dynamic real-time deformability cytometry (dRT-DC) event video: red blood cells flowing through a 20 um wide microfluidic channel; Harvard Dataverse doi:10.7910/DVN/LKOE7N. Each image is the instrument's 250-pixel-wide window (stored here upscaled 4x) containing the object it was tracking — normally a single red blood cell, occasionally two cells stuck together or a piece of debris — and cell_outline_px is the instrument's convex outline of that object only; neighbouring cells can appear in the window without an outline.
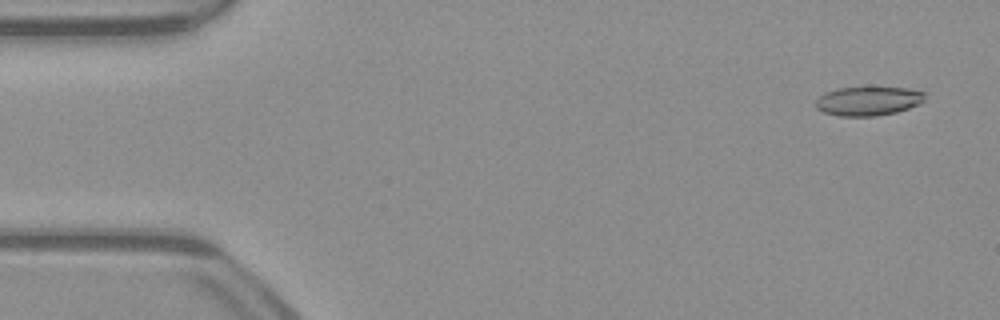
{"species": "common noctule bat (a hibernating species)", "species_latin": "Nyctalus noctula", "temperature_condition": "warm", "stored_images_in_passage": 52, "camera_frame_rate_fps": 3000, "um_per_image_px": 0.085, "animal": {"sex": "male", "body_mass_g": 23.1, "forearm_length_mm": 52.7}, "frame": {"image": 1, "passage_image": 3, "time_ms": 0.667, "image_size_px": [1000, 320], "cell_outline_px": [[924, 100], [920, 104], [896, 112], [876, 116], [836, 116], [824, 112], [816, 108], [816, 100], [820, 96], [836, 88], [904, 88], [924, 92]], "centroid_in_image_um": [73.79, 8.6], "position_along_channel_um": 11.2, "area_um2": 18.21}}
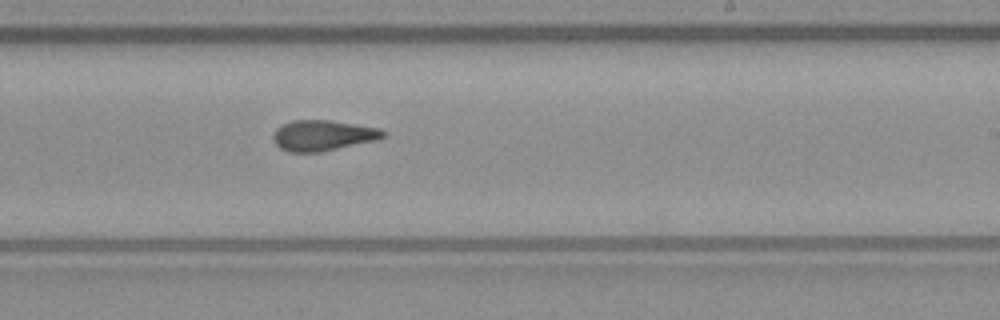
{"frame": {"image": 2, "passage_image": 31, "time_ms": 10.0, "image_size_px": [1000, 320], "cell_outline_px": [[384, 136], [376, 140], [320, 152], [288, 152], [280, 148], [272, 140], [272, 136], [276, 128], [292, 120], [328, 120], [380, 128], [384, 132]], "centroid_in_image_um": [27.39, 11.51], "position_along_channel_um": 261.6, "area_um2": 19.48}}
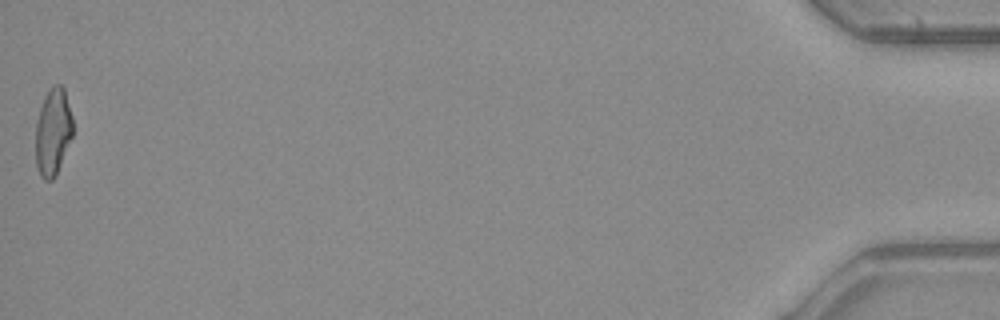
{"frame": {"image": 3, "passage_image": 52, "time_ms": 17.0, "image_size_px": [1000, 320], "cell_outline_px": [[72, 136], [56, 176], [52, 180], [44, 180], [40, 176], [36, 164], [36, 120], [44, 96], [48, 88], [52, 84], [60, 84], [64, 88], [72, 116]], "centroid_in_image_um": [4.49, 11.19], "position_along_channel_um": 430.7, "area_um2": 19.02}, "authors_computed_cell_mechanics": {"area_um2": 19.5075, "velocity_mm_per_s": 3.9808, "shape_relaxation_time_tau1_ms": null, "shape_relaxation_time_tau2_ms": 2.9056, "deformation_change_tau1": null, "deformation_change_tau2": 0.1112}}